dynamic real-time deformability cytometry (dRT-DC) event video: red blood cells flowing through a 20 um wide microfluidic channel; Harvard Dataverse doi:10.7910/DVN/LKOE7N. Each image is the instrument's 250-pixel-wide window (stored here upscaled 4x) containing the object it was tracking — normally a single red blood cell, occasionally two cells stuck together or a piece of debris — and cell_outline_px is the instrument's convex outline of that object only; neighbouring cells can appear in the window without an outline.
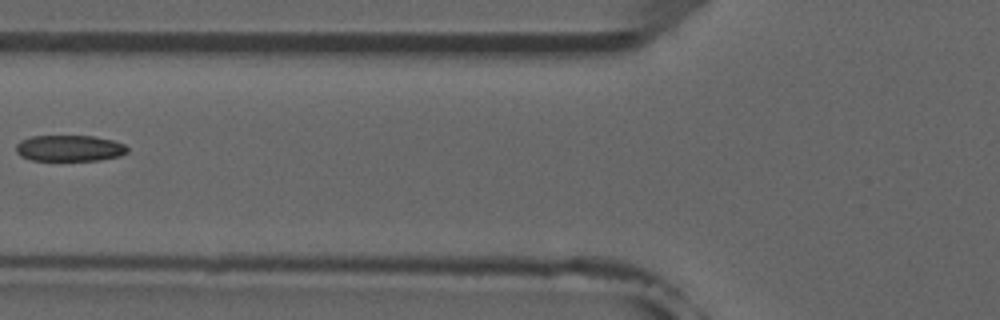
{"species": "common noctule bat (a hibernating species)", "species_latin": "Nyctalus noctula", "temperature_condition": "room temperature", "stored_images_in_passage": 7, "camera_frame_rate_fps": 3000, "um_per_image_px": 0.085, "animal": {"sex": "male", "forearm_length_mm": 52.5}, "frame": {"image": 1, "passage_image": 6, "time_ms": 6.667, "image_size_px": [1000, 320], "cell_outline_px": [[128, 152], [120, 156], [100, 160], [32, 160], [20, 156], [16, 152], [16, 144], [20, 140], [32, 136], [92, 136], [112, 140], [124, 144], [128, 148]], "centroid_in_image_um": [5.9, 12.6], "position_along_channel_um": 119.9, "area_um2": 16.99}}
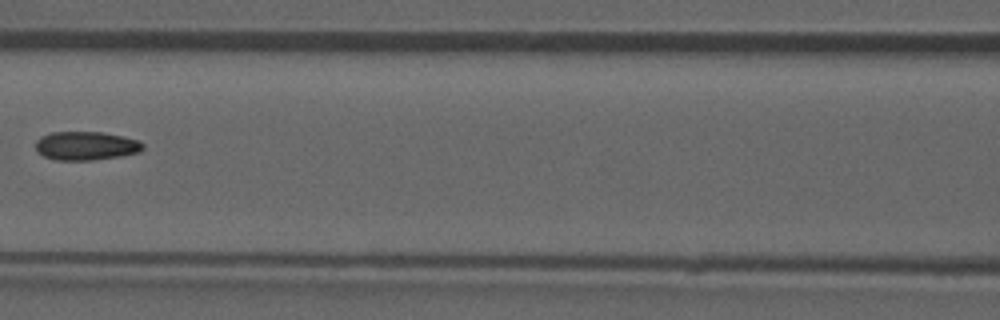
{"frame": {"image": 2, "passage_image": 7, "time_ms": 7.667, "image_size_px": [1000, 320], "cell_outline_px": [[144, 148], [140, 152], [120, 156], [92, 160], [56, 160], [44, 156], [36, 152], [36, 140], [40, 136], [52, 132], [104, 132], [124, 136], [140, 140], [144, 144]], "centroid_in_image_um": [7.32, 12.39], "position_along_channel_um": 159.3, "area_um2": 18.15}}